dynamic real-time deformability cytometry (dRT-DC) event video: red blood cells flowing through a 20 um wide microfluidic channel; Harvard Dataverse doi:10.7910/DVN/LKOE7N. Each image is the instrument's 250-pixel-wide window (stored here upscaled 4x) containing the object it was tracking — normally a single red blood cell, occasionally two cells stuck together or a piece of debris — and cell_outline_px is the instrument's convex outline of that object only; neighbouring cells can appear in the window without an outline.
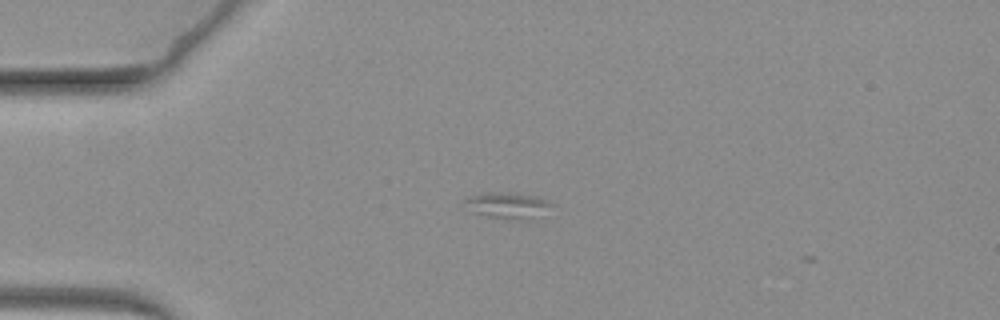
{"species": "common noctule bat (a hibernating species)", "species_latin": "Nyctalus noctula", "temperature_condition": "warm", "stored_images_in_passage": 2, "camera_frame_rate_fps": 3000, "um_per_image_px": 0.085, "animal": {"sex": "female", "body_mass_g": 19.3, "forearm_length_mm": 54.1}, "frame": {"image": 1, "passage_image": 1, "time_ms": 0.0, "image_size_px": [1000, 320], "cell_outline_px": [[556, 204], [524, 216], [488, 216], [472, 212], [464, 200], [472, 196], [488, 192], [492, 192], [532, 196], [548, 200]], "centroid_in_image_um": [43.01, 17.37], "position_along_channel_um": 42.0, "area_um2": 11.33}}